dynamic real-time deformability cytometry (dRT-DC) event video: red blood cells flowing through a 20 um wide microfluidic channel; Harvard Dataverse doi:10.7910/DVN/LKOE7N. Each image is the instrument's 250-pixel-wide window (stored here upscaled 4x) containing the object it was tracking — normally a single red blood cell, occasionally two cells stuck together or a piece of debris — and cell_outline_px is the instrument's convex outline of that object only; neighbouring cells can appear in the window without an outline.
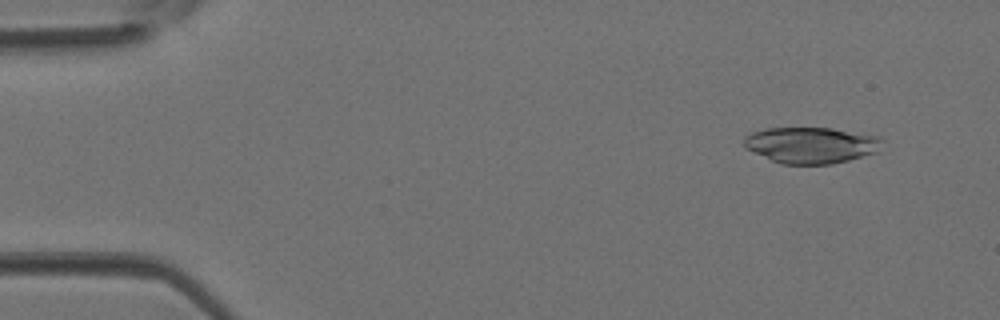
{"species": "Egyptian fruit bat (a non-hibernating species)", "species_latin": "Rousettus aegyptiacus", "temperature_condition": "room temperature", "stored_images_in_passage": 4, "segment_of_instrument_passage": [2, 2], "camera_frame_rate_fps": 3000, "um_per_image_px": 0.085, "animal": {"sex": "female"}, "frame": {"image": 1, "passage_image": 4, "time_ms": 1.0, "image_size_px": [1000, 320], "cell_outline_px": [[884, 140], [880, 152], [832, 164], [780, 164], [744, 148], [744, 136], [752, 132], [764, 128], [832, 128], [880, 136]], "centroid_in_image_um": [68.97, 12.33], "position_along_channel_um": 16.0, "area_um2": 29.54}}